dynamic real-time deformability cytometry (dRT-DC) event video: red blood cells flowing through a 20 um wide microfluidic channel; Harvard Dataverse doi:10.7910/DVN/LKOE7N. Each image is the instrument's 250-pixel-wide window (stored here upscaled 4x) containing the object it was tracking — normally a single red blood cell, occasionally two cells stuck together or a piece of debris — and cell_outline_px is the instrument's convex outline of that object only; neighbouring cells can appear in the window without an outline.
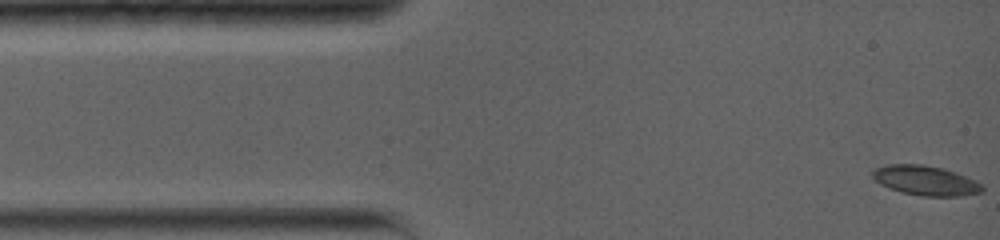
{"species": "common noctule bat (a hibernating species)", "species_latin": "Nyctalus noctula", "temperature_condition": "warm", "stored_images_in_passage": 10, "camera_frame_rate_fps": 5000, "um_per_image_px": 0.085, "animal": {"sex": "female", "body_mass_g": 19.0, "forearm_length_mm": 56.7}, "frame": {"image": 1, "passage_image": 1, "time_ms": 0.0, "image_size_px": [1000, 240], "cell_outline_px": [[984, 188], [980, 192], [960, 196], [920, 196], [900, 192], [888, 188], [880, 184], [872, 176], [872, 172], [876, 168], [888, 164], [924, 164], [940, 168], [964, 176], [980, 184]], "centroid_in_image_um": [78.6, 15.35], "position_along_channel_um": 6.4, "area_um2": 18.67}}
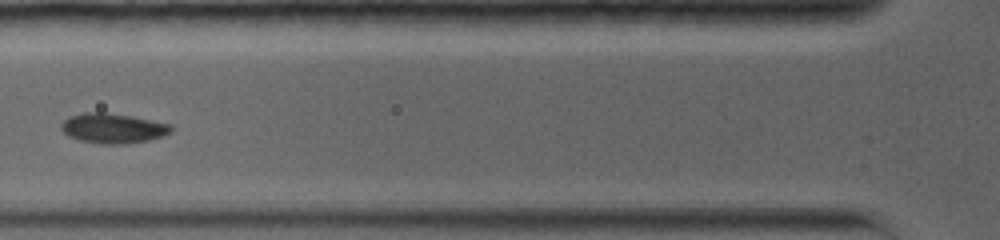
{"frame": {"image": 2, "passage_image": 7, "time_ms": 5.0, "image_size_px": [1000, 240], "cell_outline_px": [[172, 132], [148, 140], [124, 144], [104, 144], [80, 140], [68, 136], [60, 128], [60, 124], [64, 120], [72, 116], [84, 112], [104, 112], [128, 116], [168, 124], [172, 128]], "centroid_in_image_um": [9.54, 10.91], "position_along_channel_um": 116.3, "area_um2": 18.73}}
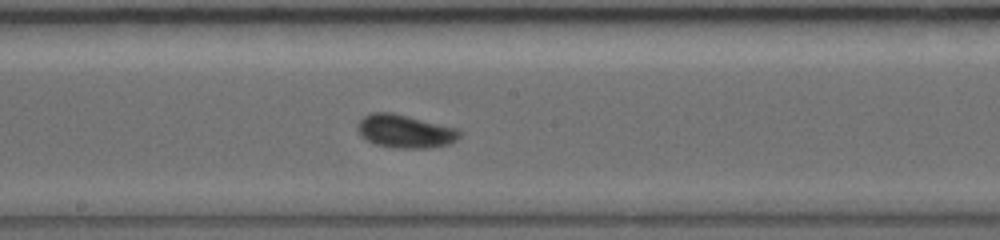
{"frame": {"image": 3, "passage_image": 10, "time_ms": 7.6, "image_size_px": [1000, 240], "cell_outline_px": [[464, 132], [456, 140], [448, 144], [424, 148], [396, 148], [376, 144], [360, 136], [356, 128], [356, 124], [364, 116], [372, 112], [392, 112], [456, 128]], "centroid_in_image_um": [34.41, 11.15], "position_along_channel_um": 213.8, "area_um2": 19.71}}